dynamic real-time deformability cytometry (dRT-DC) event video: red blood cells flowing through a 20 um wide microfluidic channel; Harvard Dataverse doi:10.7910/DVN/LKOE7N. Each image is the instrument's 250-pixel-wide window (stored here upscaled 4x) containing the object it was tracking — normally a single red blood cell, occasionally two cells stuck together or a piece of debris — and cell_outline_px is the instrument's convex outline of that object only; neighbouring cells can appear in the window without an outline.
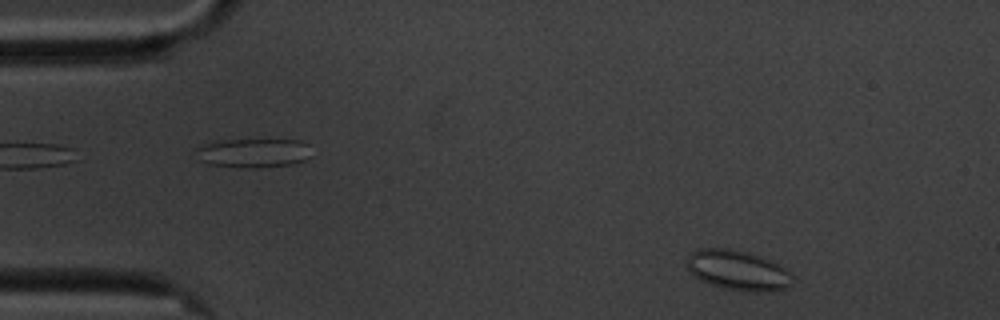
{"species": "common noctule bat (a hibernating species)", "species_latin": "Nyctalus noctula", "temperature_condition": "cold", "stored_images_in_passage": 54, "camera_frame_rate_fps": 3000, "um_per_image_px": 0.085, "animal": {"sex": "male", "body_mass_g": 20.1, "forearm_length_mm": 53.5}, "frame": {"image": 1, "passage_image": 3, "time_ms": 0.667, "image_size_px": [1000, 320], "cell_outline_px": [[796, 276], [792, 284], [784, 288], [768, 292], [744, 292], [720, 288], [700, 280], [692, 276], [684, 260], [696, 248], [728, 248], [748, 252], [768, 260], [784, 268]], "centroid_in_image_um": [62.68, 22.99], "position_along_channel_um": 22.3, "area_um2": 25.09}}
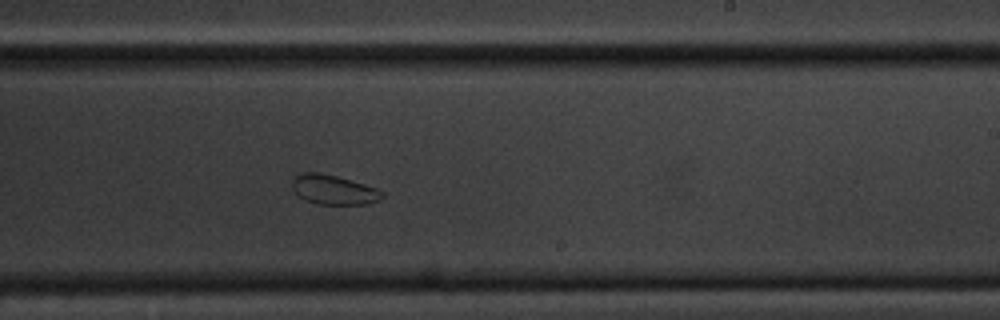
{"frame": {"image": 2, "passage_image": 31, "time_ms": 10.0, "image_size_px": [1000, 320], "cell_outline_px": [[384, 196], [380, 200], [368, 204], [316, 204], [304, 200], [292, 188], [292, 180], [296, 176], [304, 172], [320, 172], [336, 176], [364, 184], [376, 188], [384, 192]], "centroid_in_image_um": [28.37, 16.13], "position_along_channel_um": 260.6, "area_um2": 15.49}}
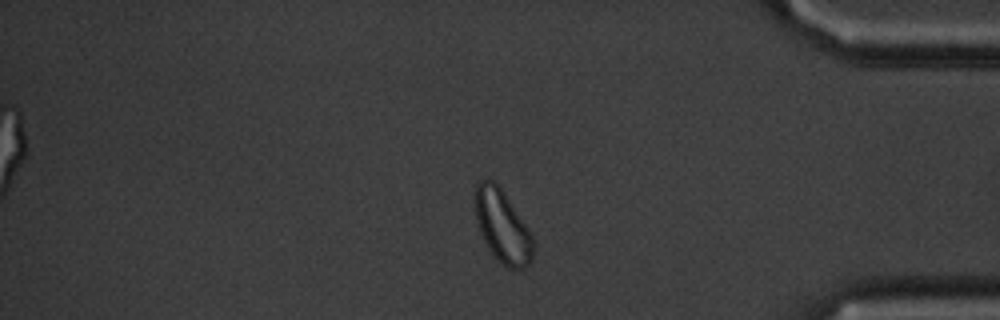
{"frame": {"image": 3, "passage_image": 45, "time_ms": 14.667, "image_size_px": [1000, 320], "cell_outline_px": [[532, 260], [524, 268], [508, 268], [492, 256], [480, 232], [476, 220], [476, 184], [480, 180], [492, 180], [500, 188], [528, 228], [532, 236]], "centroid_in_image_um": [42.69, 19.27], "position_along_channel_um": 392.5, "area_um2": 23.93}}